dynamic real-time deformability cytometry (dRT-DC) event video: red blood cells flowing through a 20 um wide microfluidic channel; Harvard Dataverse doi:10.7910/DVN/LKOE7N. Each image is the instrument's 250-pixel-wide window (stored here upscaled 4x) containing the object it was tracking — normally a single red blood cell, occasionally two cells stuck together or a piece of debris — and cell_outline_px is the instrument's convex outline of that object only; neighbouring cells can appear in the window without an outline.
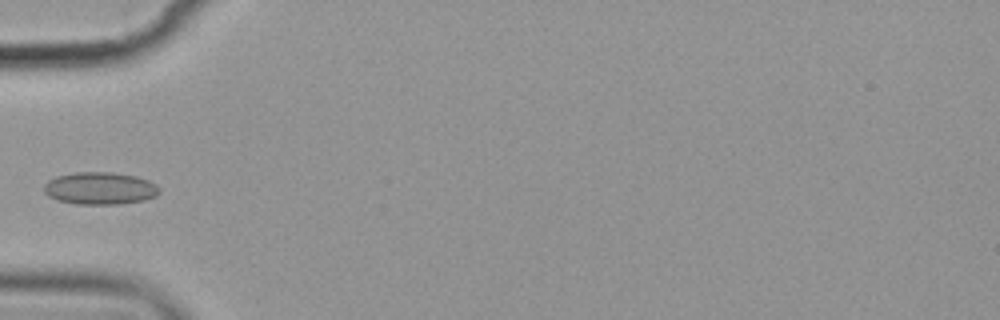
{"species": "common noctule bat (a hibernating species)", "species_latin": "Nyctalus noctula", "temperature_condition": "cold", "stored_images_in_passage": 4, "camera_frame_rate_fps": 3000, "um_per_image_px": 0.085, "animal": {"sex": "female", "body_mass_g": 19.9}, "frame": {"image": 1, "passage_image": 4, "time_ms": 4.333, "image_size_px": [1000, 320], "cell_outline_px": [[160, 192], [156, 196], [144, 200], [120, 204], [76, 204], [56, 200], [48, 196], [44, 192], [44, 184], [48, 180], [56, 176], [76, 172], [112, 172], [136, 176], [148, 180], [156, 184], [160, 188]], "centroid_in_image_um": [8.5, 16.01], "position_along_channel_um": 76.5, "area_um2": 21.96}}